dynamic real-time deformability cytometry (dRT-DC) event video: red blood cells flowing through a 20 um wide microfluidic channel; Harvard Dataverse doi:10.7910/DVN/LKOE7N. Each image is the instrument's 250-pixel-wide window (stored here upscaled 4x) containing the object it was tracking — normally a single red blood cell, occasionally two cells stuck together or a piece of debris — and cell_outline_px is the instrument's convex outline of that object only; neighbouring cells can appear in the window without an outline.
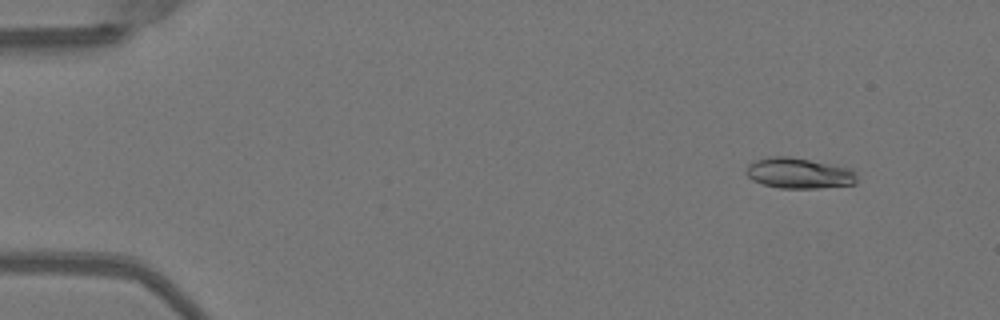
{"species": "Egyptian fruit bat (a non-hibernating species)", "species_latin": "Rousettus aegyptiacus", "temperature_condition": "warm", "stored_images_in_passage": 51, "camera_frame_rate_fps": 3000, "um_per_image_px": 0.085, "animal": {"sex": "female"}, "frame": {"image": 1, "passage_image": 5, "time_ms": 1.333, "image_size_px": [1000, 320], "cell_outline_px": [[856, 184], [820, 188], [780, 188], [764, 184], [752, 180], [744, 172], [748, 164], [756, 160], [768, 156], [788, 156], [856, 168]], "centroid_in_image_um": [67.95, 14.71], "position_along_channel_um": 17.1, "area_um2": 20.11}}
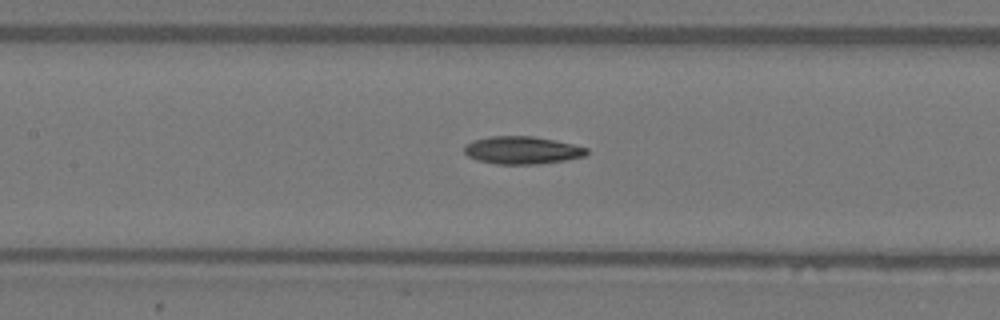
{"frame": {"image": 2, "passage_image": 24, "time_ms": 7.667, "image_size_px": [1000, 320], "cell_outline_px": [[588, 152], [584, 156], [564, 160], [536, 164], [496, 164], [476, 160], [468, 156], [464, 152], [464, 144], [472, 140], [488, 136], [532, 136], [572, 144], [588, 148]], "centroid_in_image_um": [44.31, 12.76], "position_along_channel_um": 163.1, "area_um2": 19.71}}
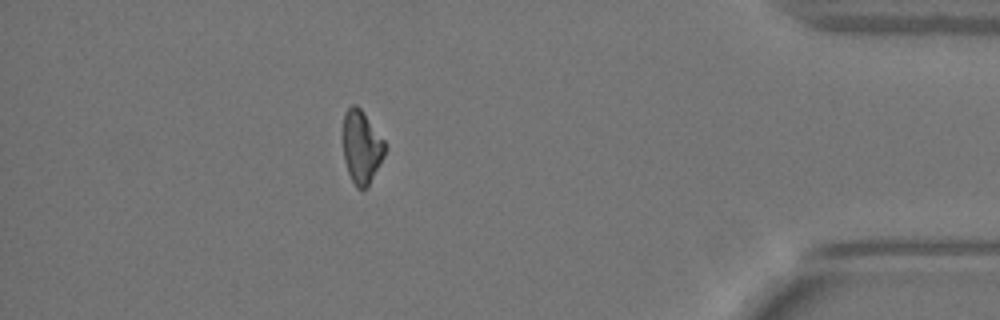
{"frame": {"image": 3, "passage_image": 45, "time_ms": 14.667, "image_size_px": [1000, 320], "cell_outline_px": [[388, 144], [384, 156], [368, 188], [356, 188], [348, 172], [344, 160], [344, 112], [352, 104], [356, 104], [360, 108]], "centroid_in_image_um": [30.76, 12.5], "position_along_channel_um": 404.4, "area_um2": 17.92}, "authors_computed_cell_mechanics": {"area_um2": 19.1318, "velocity_mm_per_s": 4.0569, "shape_relaxation_time_tau1_ms": 6.452, "shape_relaxation_time_tau2_ms": null, "deformation_change_tau1": 0.1885, "deformation_change_tau2": null}}